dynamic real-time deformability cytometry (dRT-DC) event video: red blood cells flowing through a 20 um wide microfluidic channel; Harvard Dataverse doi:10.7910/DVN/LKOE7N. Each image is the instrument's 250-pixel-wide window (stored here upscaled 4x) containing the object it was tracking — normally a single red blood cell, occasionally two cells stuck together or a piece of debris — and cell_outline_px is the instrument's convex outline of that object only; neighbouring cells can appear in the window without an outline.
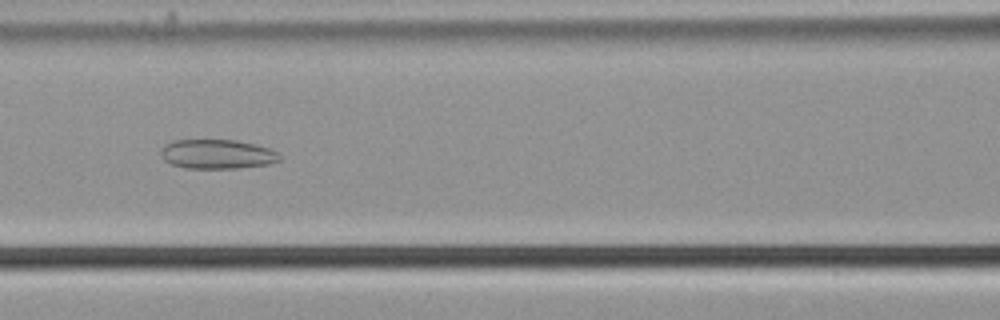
{"species": "common noctule bat (a hibernating species)", "species_latin": "Nyctalus noctula", "temperature_condition": "cold", "stored_images_in_passage": 56, "camera_frame_rate_fps": 3000, "um_per_image_px": 0.085, "animal": {"sex": "male", "body_mass_g": 21.5, "forearm_length_mm": 52.0}, "frame": {"image": 1, "passage_image": 25, "time_ms": 8.0, "image_size_px": [1000, 320], "cell_outline_px": [[284, 160], [268, 164], [236, 168], [184, 168], [172, 164], [164, 160], [160, 156], [160, 152], [172, 140], [236, 140], [256, 144], [280, 152], [284, 156]], "centroid_in_image_um": [18.54, 13.1], "position_along_channel_um": 148.1, "area_um2": 20.52}}
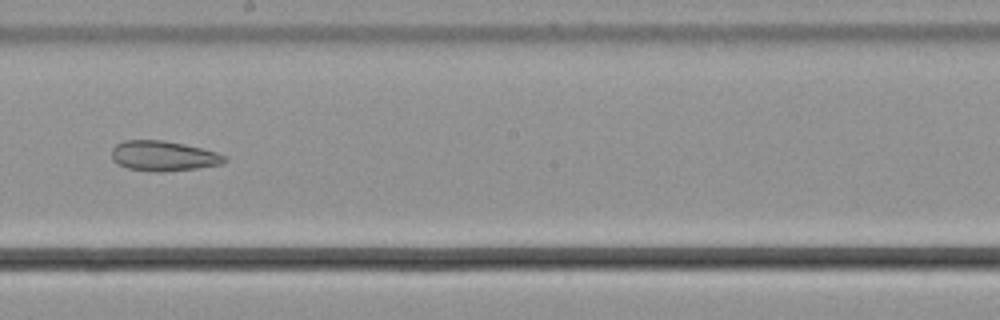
{"frame": {"image": 2, "passage_image": 32, "time_ms": 10.333, "image_size_px": [1000, 320], "cell_outline_px": [[228, 160], [224, 164], [196, 168], [128, 168], [116, 164], [112, 160], [112, 148], [116, 144], [124, 140], [164, 140], [184, 144], [216, 152], [228, 156]], "centroid_in_image_um": [13.91, 13.19], "position_along_channel_um": 234.3, "area_um2": 18.9}}
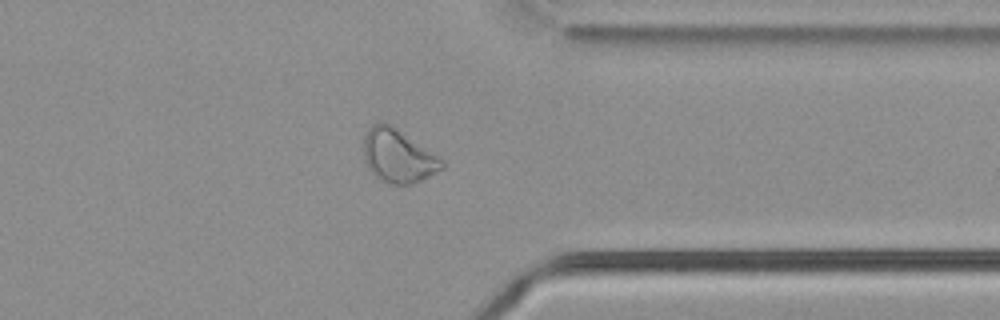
{"frame": {"image": 3, "passage_image": 44, "time_ms": 14.333, "image_size_px": [1000, 320], "cell_outline_px": [[444, 168], [412, 184], [388, 184], [380, 180], [368, 168], [364, 160], [364, 136], [368, 128], [372, 124], [380, 120], [388, 124], [444, 160]], "centroid_in_image_um": [33.8, 13.27], "position_along_channel_um": 377.6, "area_um2": 23.93}, "authors_computed_cell_mechanics": {"area_um2": 27.0215, "velocity_mm_per_s": 3.7074, "shape_relaxation_time_tau1_ms": null, "shape_relaxation_time_tau2_ms": 4.144, "deformation_change_tau1": null, "deformation_change_tau2": 0.1141}}